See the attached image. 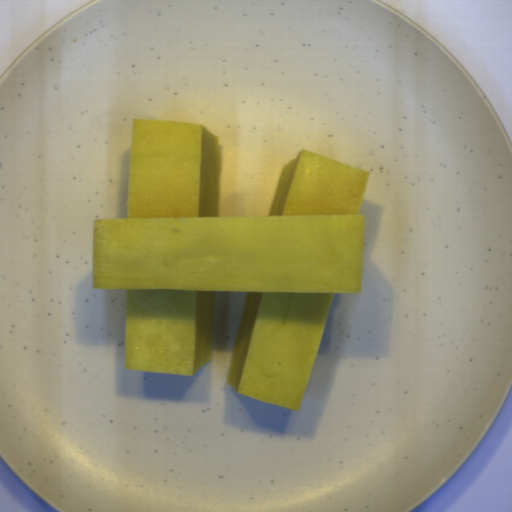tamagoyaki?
Listing matches in <instances>:
<instances>
[{"label": "tamagoyaki", "mask_w": 512, "mask_h": 512, "mask_svg": "<svg viewBox=\"0 0 512 512\" xmlns=\"http://www.w3.org/2000/svg\"><path fill=\"white\" fill-rule=\"evenodd\" d=\"M221 168L201 124L132 119L125 219H93L92 288L125 289L124 370L191 376L215 294H245L226 384L298 411L337 293L362 292L370 172L304 149L267 216H219Z\"/></svg>", "instance_id": "tamagoyaki-1"}]
</instances>
